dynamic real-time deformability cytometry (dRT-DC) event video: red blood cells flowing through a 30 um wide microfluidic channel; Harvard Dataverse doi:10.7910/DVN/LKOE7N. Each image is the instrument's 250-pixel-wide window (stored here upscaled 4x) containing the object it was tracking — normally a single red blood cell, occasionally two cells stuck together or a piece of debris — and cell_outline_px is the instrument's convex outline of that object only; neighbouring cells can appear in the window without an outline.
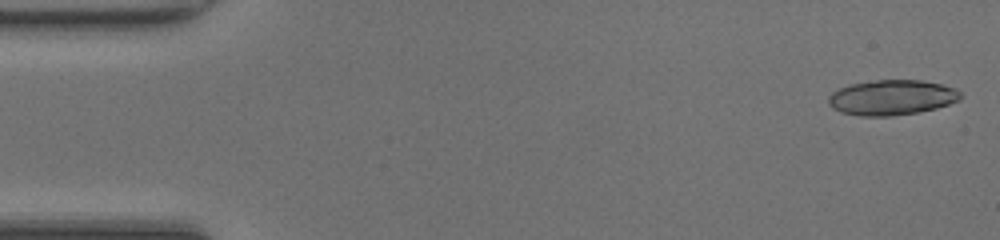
{"species": "common noctule bat (a hibernating species)", "species_latin": "Nyctalus noctula", "temperature_condition": "room temperature", "stored_images_in_passage": 46, "segment_of_instrument_passage": [1, 2], "camera_frame_rate_fps": 3000, "um_per_image_px": 0.085, "animal": {"sex": "female", "body_mass_g": 20.0, "forearm_length_mm": 54.0}, "frame": {"image": 1, "passage_image": 1, "time_ms": 0.0, "image_size_px": [1000, 240], "cell_outline_px": [[964, 96], [960, 100], [936, 108], [916, 112], [892, 116], [860, 116], [840, 112], [832, 108], [828, 104], [828, 96], [832, 92], [848, 84], [876, 80], [924, 80], [956, 88]], "centroid_in_image_um": [75.8, 8.28], "position_along_channel_um": 9.2, "area_um2": 27.28}}
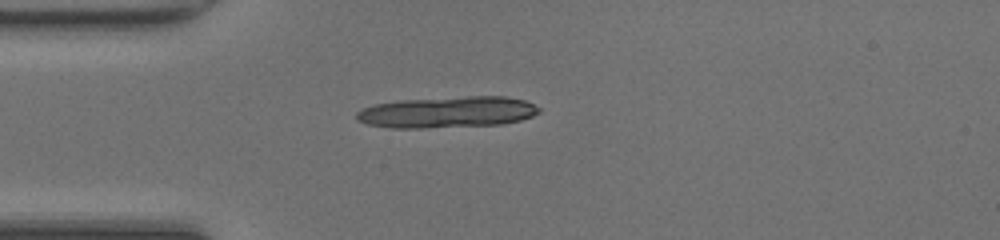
{"frame": {"image": 2, "passage_image": 12, "time_ms": 3.667, "image_size_px": [1000, 240], "cell_outline_px": [[540, 112], [532, 116], [520, 120], [500, 124], [420, 128], [392, 128], [368, 124], [356, 120], [356, 112], [360, 108], [376, 104], [400, 100], [468, 96], [504, 96], [524, 100], [540, 108]], "centroid_in_image_um": [37.99, 9.53], "position_along_channel_um": 47.0, "area_um2": 33.18}}